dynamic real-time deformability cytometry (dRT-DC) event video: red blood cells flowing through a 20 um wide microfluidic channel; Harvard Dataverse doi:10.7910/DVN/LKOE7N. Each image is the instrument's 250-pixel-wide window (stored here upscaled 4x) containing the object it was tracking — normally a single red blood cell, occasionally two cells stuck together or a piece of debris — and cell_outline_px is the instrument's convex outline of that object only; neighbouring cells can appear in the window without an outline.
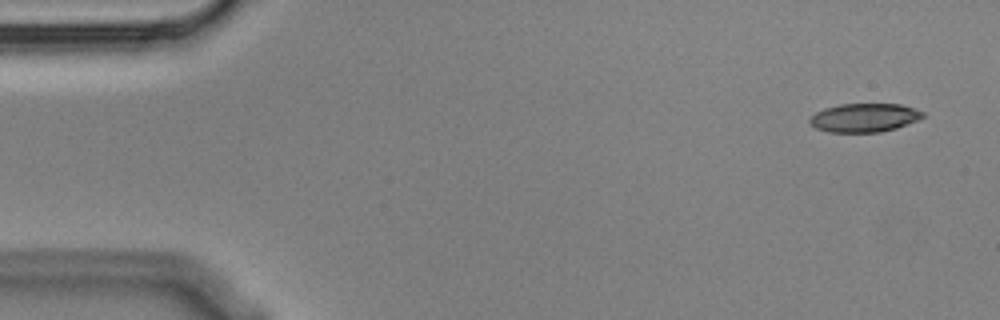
{"species": "Egyptian fruit bat (a non-hibernating species)", "species_latin": "Rousettus aegyptiacus", "temperature_condition": "cold", "stored_images_in_passage": 4, "camera_frame_rate_fps": 3000, "um_per_image_px": 0.085, "animal": {"sex": "male"}, "frame": {"image": 1, "passage_image": 1, "time_ms": 0.0, "image_size_px": [1000, 320], "cell_outline_px": [[924, 116], [908, 124], [896, 128], [880, 132], [828, 132], [816, 128], [808, 120], [816, 112], [824, 108], [840, 104], [900, 104], [924, 112]], "centroid_in_image_um": [73.45, 10.0], "position_along_channel_um": 11.5, "area_um2": 18.73}}
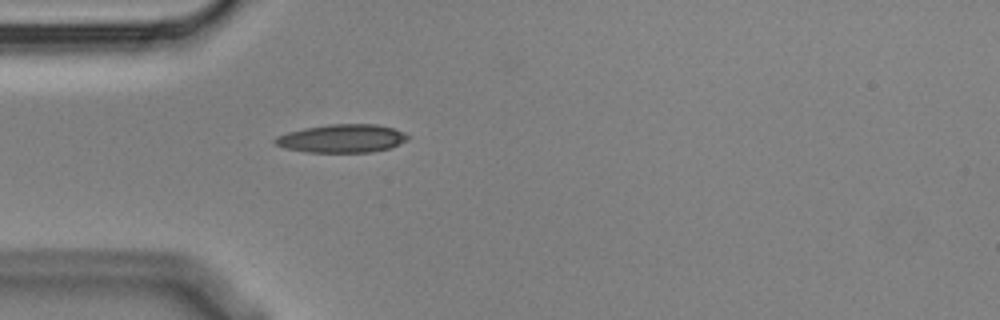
{"frame": {"image": 2, "passage_image": 4, "time_ms": 1.0, "image_size_px": [1000, 320], "cell_outline_px": [[412, 136], [408, 140], [388, 148], [372, 152], [308, 152], [284, 148], [276, 144], [272, 140], [276, 136], [288, 132], [304, 128], [328, 124], [376, 124], [392, 128], [404, 132]], "centroid_in_image_um": [29.07, 11.76], "position_along_channel_um": 55.9, "area_um2": 21.91}}